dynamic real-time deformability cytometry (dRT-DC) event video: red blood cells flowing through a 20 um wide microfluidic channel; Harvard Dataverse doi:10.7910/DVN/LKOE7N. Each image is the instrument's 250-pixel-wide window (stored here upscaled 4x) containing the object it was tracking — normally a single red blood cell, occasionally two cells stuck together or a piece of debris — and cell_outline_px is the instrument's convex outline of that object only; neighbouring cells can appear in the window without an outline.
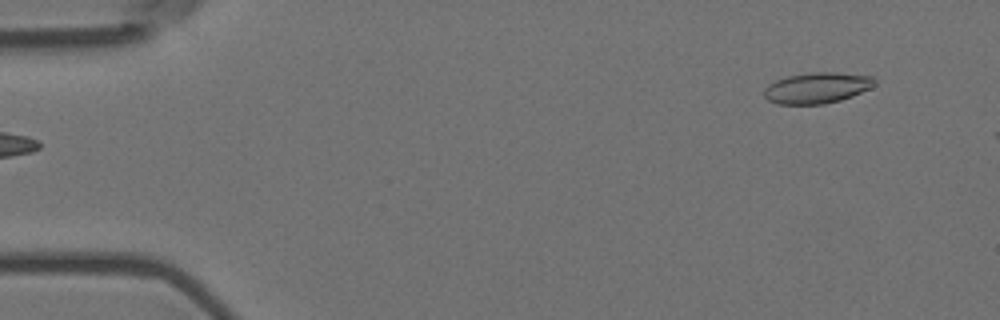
{"species": "Egyptian fruit bat (a non-hibernating species)", "species_latin": "Rousettus aegyptiacus", "temperature_condition": "room temperature", "stored_images_in_passage": 5, "segment_of_instrument_passage": [2, 2], "camera_frame_rate_fps": 3000, "um_per_image_px": 0.085, "animal": {"sex": "female"}, "frame": {"image": 1, "passage_image": 5, "time_ms": 1.333, "image_size_px": [1000, 320], "cell_outline_px": [[876, 84], [872, 88], [852, 96], [840, 100], [824, 104], [780, 104], [768, 100], [764, 96], [764, 88], [768, 84], [776, 80], [788, 76], [812, 72], [832, 72], [872, 76], [876, 80]], "centroid_in_image_um": [69.46, 7.47], "position_along_channel_um": 15.5, "area_um2": 19.94}}